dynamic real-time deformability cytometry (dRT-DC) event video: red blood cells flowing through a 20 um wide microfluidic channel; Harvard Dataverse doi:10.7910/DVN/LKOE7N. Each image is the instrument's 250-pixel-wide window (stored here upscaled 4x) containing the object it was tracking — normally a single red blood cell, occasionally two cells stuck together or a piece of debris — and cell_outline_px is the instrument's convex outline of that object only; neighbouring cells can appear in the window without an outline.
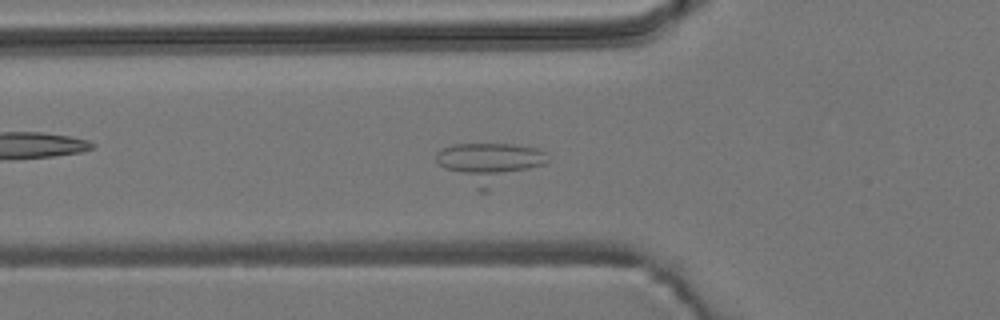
{"species": "common noctule bat (a hibernating species)", "species_latin": "Nyctalus noctula", "temperature_condition": "room temperature", "stored_images_in_passage": 16, "camera_frame_rate_fps": 3000, "um_per_image_px": 0.085, "animal": {"sex": "male", "body_mass_g": 19.2, "forearm_length_mm": 51.8}, "frame": {"image": 1, "passage_image": 6, "time_ms": 1.667, "image_size_px": [1000, 320], "cell_outline_px": [[548, 160], [544, 164], [488, 192], [480, 192], [444, 168], [436, 160], [436, 152], [452, 144], [512, 144], [536, 148], [544, 152]], "centroid_in_image_um": [41.61, 13.87], "position_along_channel_um": 84.2, "area_um2": 26.07}}
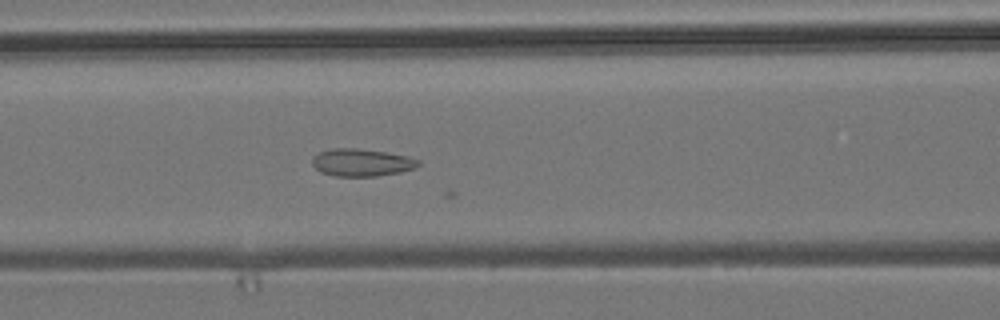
{"frame": {"image": 2, "passage_image": 10, "time_ms": 3.0, "image_size_px": [1000, 320], "cell_outline_px": [[420, 164], [416, 168], [400, 172], [376, 176], [336, 176], [320, 172], [312, 164], [312, 160], [320, 152], [332, 148], [356, 148], [384, 152], [408, 156], [420, 160]], "centroid_in_image_um": [30.77, 13.82], "position_along_channel_um": 135.8, "area_um2": 16.88}}
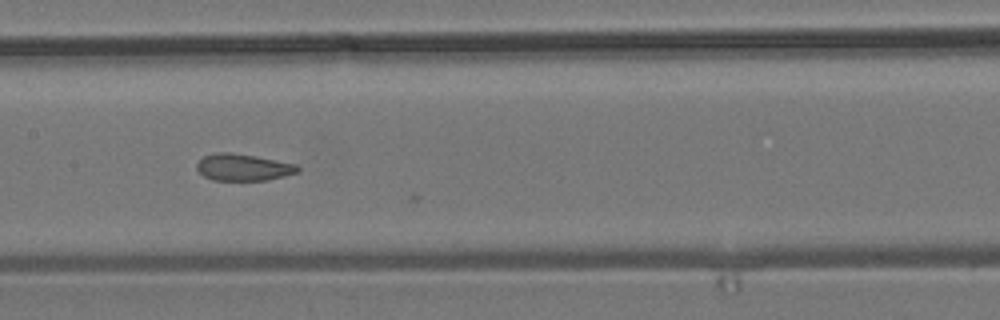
{"frame": {"image": 3, "passage_image": 14, "time_ms": 4.333, "image_size_px": [1000, 320], "cell_outline_px": [[300, 168], [296, 172], [284, 176], [268, 180], [212, 180], [204, 176], [196, 168], [196, 164], [204, 156], [216, 152], [228, 152], [256, 156], [296, 164]], "centroid_in_image_um": [20.65, 14.22], "position_along_channel_um": 186.7, "area_um2": 15.66}}